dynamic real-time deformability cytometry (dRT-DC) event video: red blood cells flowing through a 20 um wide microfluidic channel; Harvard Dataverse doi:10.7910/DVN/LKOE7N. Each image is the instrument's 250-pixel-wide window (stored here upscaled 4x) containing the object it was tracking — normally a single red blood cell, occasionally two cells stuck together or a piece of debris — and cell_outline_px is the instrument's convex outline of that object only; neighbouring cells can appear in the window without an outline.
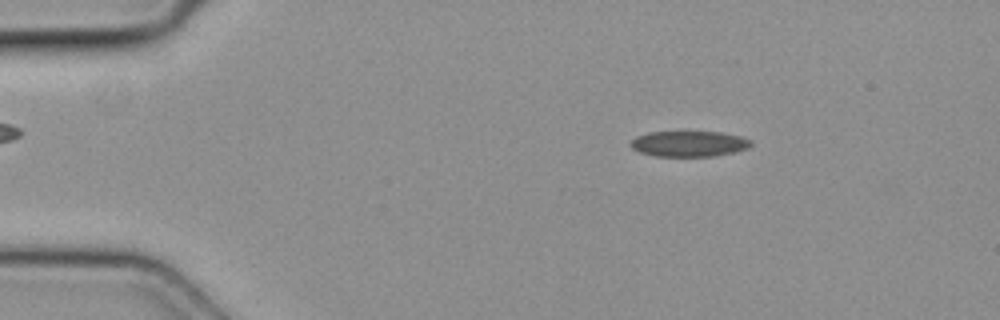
{"species": "common noctule bat (a hibernating species)", "species_latin": "Nyctalus noctula", "temperature_condition": "cold", "stored_images_in_passage": 4, "camera_frame_rate_fps": 3000, "um_per_image_px": 0.085, "animal": {"sex": "female", "body_mass_g": 19.3, "forearm_length_mm": 54.1}, "frame": {"image": 1, "passage_image": 2, "time_ms": 0.333, "image_size_px": [1000, 320], "cell_outline_px": [[752, 144], [748, 148], [732, 152], [712, 156], [656, 156], [640, 152], [632, 148], [628, 144], [636, 136], [648, 132], [720, 132], [740, 136], [752, 140]], "centroid_in_image_um": [58.54, 12.21], "position_along_channel_um": 26.5, "area_um2": 17.92}}
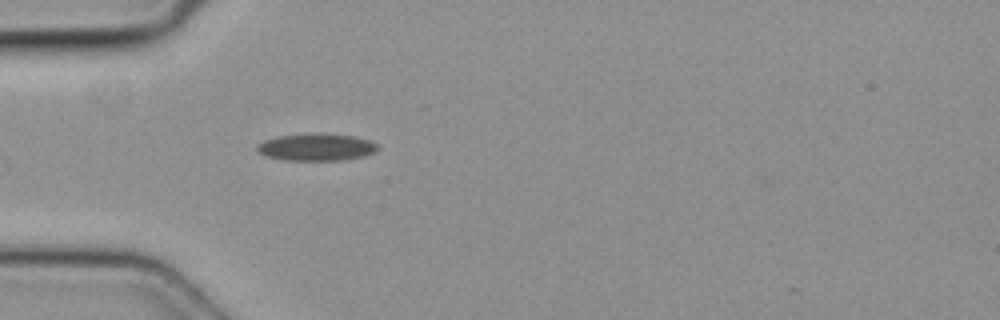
{"frame": {"image": 2, "passage_image": 4, "time_ms": 1.0, "image_size_px": [1000, 320], "cell_outline_px": [[380, 148], [372, 152], [360, 156], [340, 160], [284, 160], [264, 156], [256, 148], [256, 144], [264, 140], [276, 136], [312, 132], [320, 132], [352, 136], [368, 140], [376, 144]], "centroid_in_image_um": [26.81, 12.48], "position_along_channel_um": 58.2, "area_um2": 19.19}}